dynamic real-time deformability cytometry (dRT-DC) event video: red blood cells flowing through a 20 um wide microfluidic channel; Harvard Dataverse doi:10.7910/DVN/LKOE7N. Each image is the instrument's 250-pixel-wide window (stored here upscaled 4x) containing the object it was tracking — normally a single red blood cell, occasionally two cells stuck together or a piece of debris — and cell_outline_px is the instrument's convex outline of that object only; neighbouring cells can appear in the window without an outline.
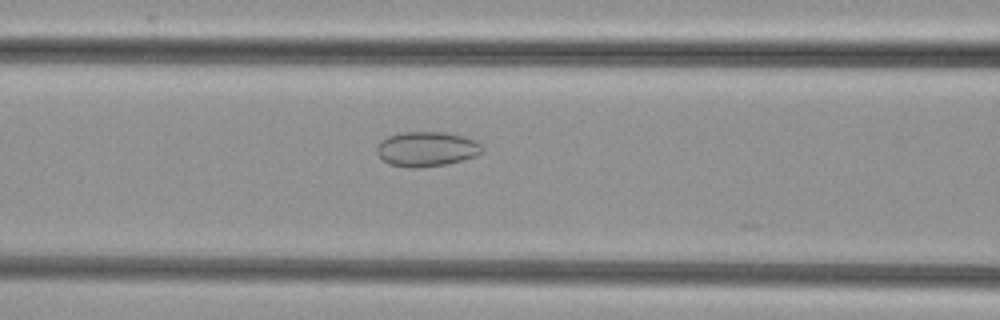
{"species": "common noctule bat (a hibernating species)", "species_latin": "Nyctalus noctula", "temperature_condition": "cold", "stored_images_in_passage": 34, "camera_frame_rate_fps": 3000, "um_per_image_px": 0.085, "animal": {"sex": "female", "body_mass_g": 29.2, "forearm_length_mm": 56.3}, "frame": {"image": 1, "passage_image": 9, "time_ms": 2.667, "image_size_px": [1000, 320], "cell_outline_px": [[484, 148], [476, 156], [464, 160], [444, 164], [420, 168], [408, 168], [388, 164], [376, 152], [376, 144], [380, 140], [388, 136], [404, 132], [444, 132], [464, 136], [476, 140]], "centroid_in_image_um": [36.25, 12.67], "position_along_channel_um": 130.4, "area_um2": 21.56}}
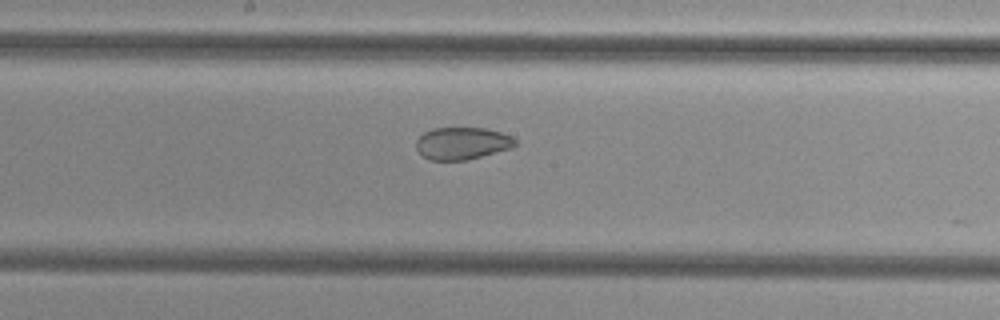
{"frame": {"image": 2, "passage_image": 15, "time_ms": 4.667, "image_size_px": [1000, 320], "cell_outline_px": [[516, 144], [512, 148], [464, 160], [428, 160], [416, 148], [416, 140], [424, 132], [432, 128], [484, 128], [500, 132], [512, 136], [516, 140]], "centroid_in_image_um": [39.27, 12.17], "position_along_channel_um": 208.9, "area_um2": 18.5}}
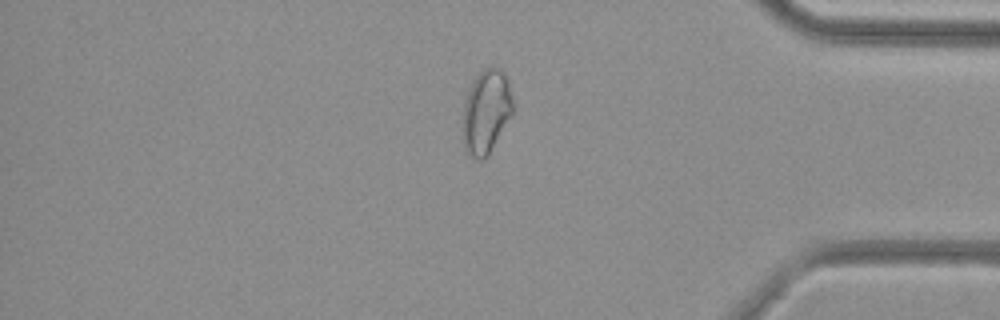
{"frame": {"image": 3, "passage_image": 31, "time_ms": 10.0, "image_size_px": [1000, 320], "cell_outline_px": [[512, 116], [488, 156], [484, 160], [480, 160], [472, 156], [464, 148], [464, 100], [472, 80], [484, 68], [500, 68], [504, 72], [508, 84], [512, 100]], "centroid_in_image_um": [41.33, 9.5], "position_along_channel_um": 393.9, "area_um2": 24.28}}